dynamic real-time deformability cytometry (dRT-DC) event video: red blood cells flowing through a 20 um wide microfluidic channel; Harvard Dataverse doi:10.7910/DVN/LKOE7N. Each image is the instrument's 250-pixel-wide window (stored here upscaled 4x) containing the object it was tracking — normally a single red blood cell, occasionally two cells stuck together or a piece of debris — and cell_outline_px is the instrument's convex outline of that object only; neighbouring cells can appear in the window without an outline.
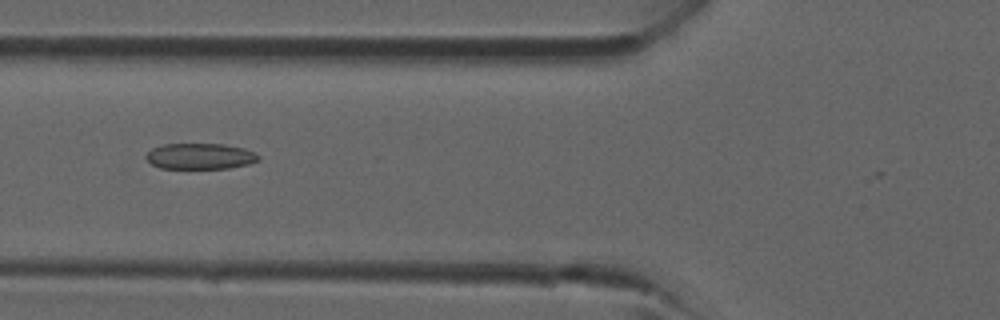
{"species": "common noctule bat (a hibernating species)", "species_latin": "Nyctalus noctula", "temperature_condition": "room temperature", "stored_images_in_passage": 40, "camera_frame_rate_fps": 3000, "um_per_image_px": 0.085, "animal": {"sex": "male", "forearm_length_mm": 52.5}, "frame": {"image": 1, "passage_image": 15, "time_ms": 4.667, "image_size_px": [1000, 320], "cell_outline_px": [[260, 160], [248, 164], [228, 168], [160, 168], [152, 164], [144, 156], [152, 148], [164, 144], [224, 144], [244, 148], [256, 152], [260, 156]], "centroid_in_image_um": [17.04, 13.27], "position_along_channel_um": 108.8, "area_um2": 16.99}}
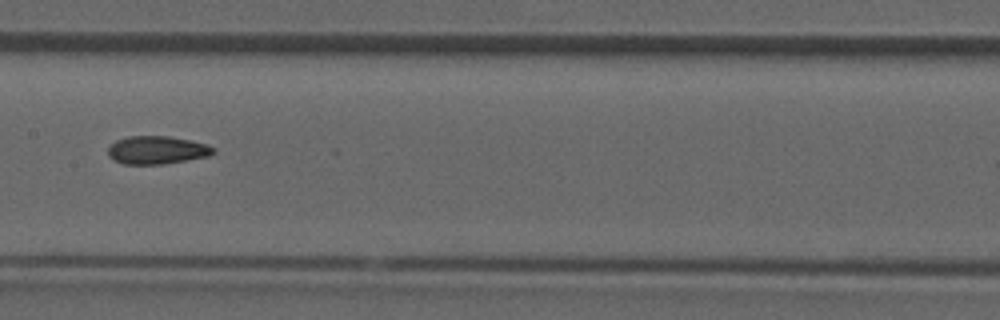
{"frame": {"image": 2, "passage_image": 20, "time_ms": 6.333, "image_size_px": [1000, 320], "cell_outline_px": [[216, 152], [208, 156], [160, 164], [124, 164], [112, 160], [108, 156], [108, 148], [116, 140], [128, 136], [168, 136], [192, 140], [208, 144], [216, 148]], "centroid_in_image_um": [13.34, 12.74], "position_along_channel_um": 194.1, "area_um2": 17.28}}
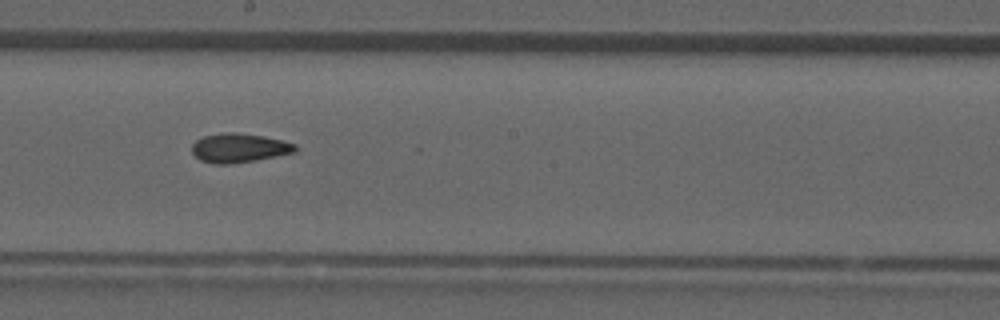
{"frame": {"image": 3, "passage_image": 22, "time_ms": 7.0, "image_size_px": [1000, 320], "cell_outline_px": [[296, 152], [256, 160], [228, 164], [216, 164], [200, 160], [192, 152], [192, 144], [196, 140], [204, 136], [224, 132], [236, 132], [260, 136], [280, 140], [296, 144]], "centroid_in_image_um": [20.3, 12.58], "position_along_channel_um": 227.9, "area_um2": 17.34}}